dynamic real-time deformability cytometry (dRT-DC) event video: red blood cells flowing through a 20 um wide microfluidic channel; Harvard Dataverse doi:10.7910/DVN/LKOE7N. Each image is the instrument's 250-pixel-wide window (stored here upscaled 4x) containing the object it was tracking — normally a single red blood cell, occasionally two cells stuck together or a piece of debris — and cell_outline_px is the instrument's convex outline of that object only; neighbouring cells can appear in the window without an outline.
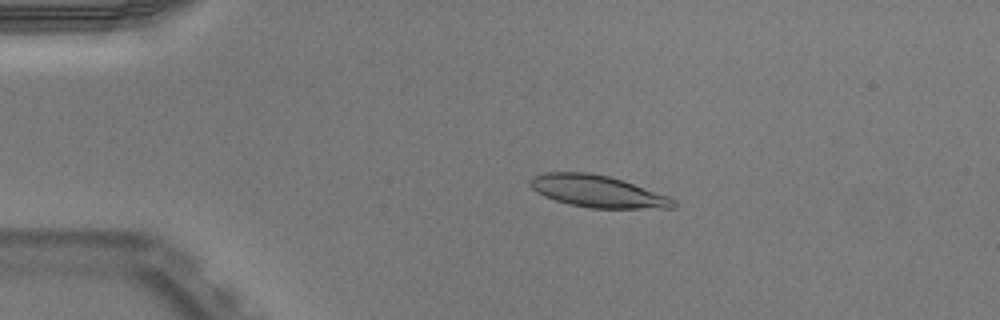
{"species": "Egyptian fruit bat (a non-hibernating species)", "species_latin": "Rousettus aegyptiacus", "temperature_condition": "warm", "stored_images_in_passage": 47, "camera_frame_rate_fps": 3000, "um_per_image_px": 0.085, "animal": {"sex": "male"}, "frame": {"image": 1, "passage_image": 7, "time_ms": 2.0, "image_size_px": [1000, 320], "cell_outline_px": [[676, 208], [588, 208], [568, 204], [544, 196], [536, 192], [528, 184], [528, 180], [532, 176], [544, 172], [592, 172], [608, 176], [668, 196], [676, 200]], "centroid_in_image_um": [50.73, 16.26], "position_along_channel_um": 34.3, "area_um2": 26.7}}
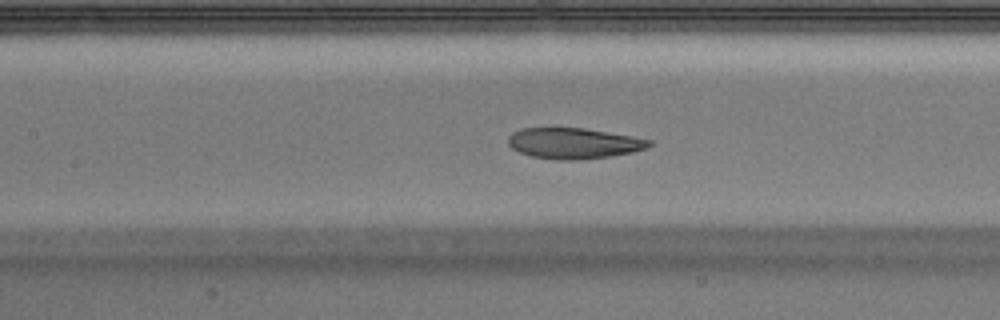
{"frame": {"image": 2, "passage_image": 20, "time_ms": 6.333, "image_size_px": [1000, 320], "cell_outline_px": [[652, 144], [644, 148], [632, 152], [612, 156], [580, 160], [556, 160], [532, 156], [520, 152], [512, 148], [508, 144], [508, 136], [512, 132], [520, 128], [584, 128], [632, 136], [652, 140]], "centroid_in_image_um": [48.74, 12.18], "position_along_channel_um": 158.7, "area_um2": 25.32}}
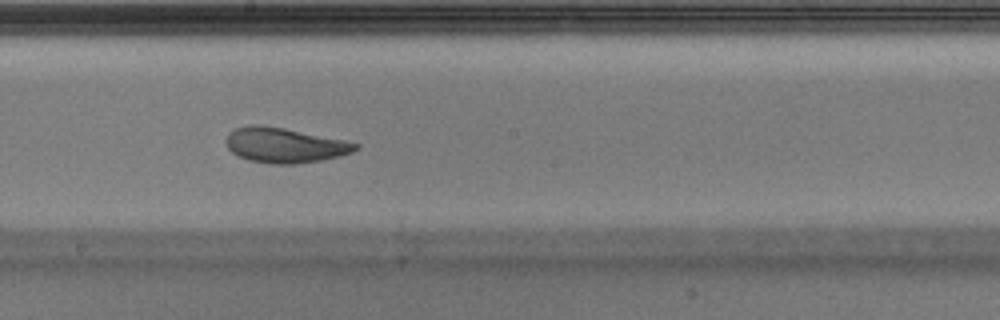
{"frame": {"image": 3, "passage_image": 25, "time_ms": 8.0, "image_size_px": [1000, 320], "cell_outline_px": [[360, 148], [352, 152], [340, 156], [324, 160], [296, 164], [272, 164], [248, 160], [232, 152], [228, 148], [224, 140], [228, 132], [232, 128], [252, 124], [260, 124], [284, 128], [344, 140], [360, 144]], "centroid_in_image_um": [24.17, 12.34], "position_along_channel_um": 224.0, "area_um2": 26.7}, "authors_computed_cell_mechanics": {"area_um2": 26.7036, "velocity_mm_per_s": 3.9282, "shape_relaxation_time_tau1_ms": 4.4816, "shape_relaxation_time_tau2_ms": 1.9197, "deformation_change_tau1": 0.1781, "deformation_change_tau2": 0.0847}}